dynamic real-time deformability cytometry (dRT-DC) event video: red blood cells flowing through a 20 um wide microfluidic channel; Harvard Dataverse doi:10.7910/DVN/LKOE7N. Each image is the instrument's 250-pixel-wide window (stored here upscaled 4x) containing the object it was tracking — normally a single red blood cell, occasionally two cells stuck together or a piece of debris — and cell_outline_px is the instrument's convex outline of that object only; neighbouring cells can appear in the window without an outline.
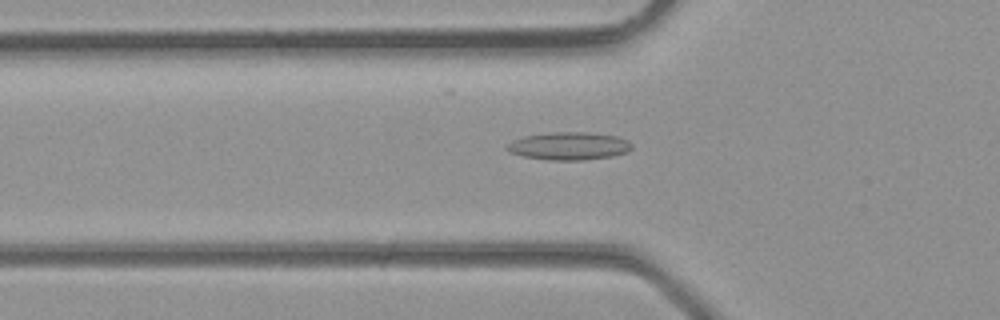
{"species": "common noctule bat (a hibernating species)", "species_latin": "Nyctalus noctula", "temperature_condition": "room temperature", "stored_images_in_passage": 4, "camera_frame_rate_fps": 3000, "um_per_image_px": 0.085, "animal": {"sex": "male", "body_mass_g": 23.1, "forearm_length_mm": 52.7}, "frame": {"image": 1, "passage_image": 4, "time_ms": 1.0, "image_size_px": [1000, 320], "cell_outline_px": [[632, 148], [628, 152], [612, 156], [584, 160], [548, 160], [524, 156], [512, 152], [504, 148], [512, 140], [524, 136], [552, 132], [584, 132], [616, 136], [628, 140], [632, 144]], "centroid_in_image_um": [48.38, 12.41], "position_along_channel_um": 77.4, "area_um2": 20.17}}